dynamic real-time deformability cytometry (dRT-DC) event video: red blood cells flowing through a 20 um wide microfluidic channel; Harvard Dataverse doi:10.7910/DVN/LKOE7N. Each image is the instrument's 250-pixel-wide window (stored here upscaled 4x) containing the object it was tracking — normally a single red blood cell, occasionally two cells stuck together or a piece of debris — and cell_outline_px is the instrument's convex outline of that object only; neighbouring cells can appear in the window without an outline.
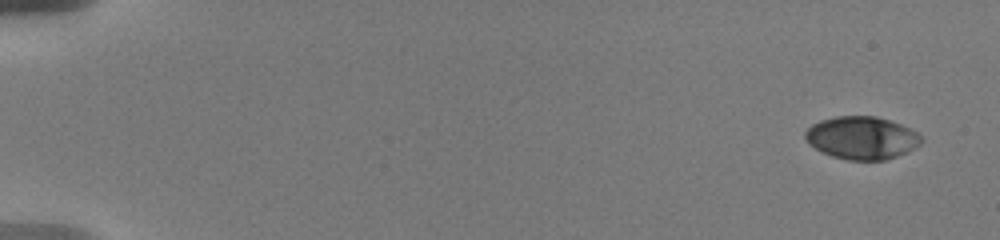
{"species": "human", "species_latin": "Homo sapiens", "temperature_condition": "warm", "stored_images_in_passage": 5, "camera_frame_rate_fps": 3000, "um_per_image_px": 0.085, "donor": {"sex": "male"}, "frame": {"image": 1, "passage_image": 1, "time_ms": 0.0, "image_size_px": [1000, 240], "cell_outline_px": [[924, 140], [920, 144], [908, 152], [884, 160], [848, 160], [832, 156], [808, 144], [804, 136], [804, 132], [812, 124], [820, 120], [836, 116], [876, 116], [900, 124], [916, 132]], "centroid_in_image_um": [73.24, 11.71], "position_along_channel_um": 11.8, "area_um2": 28.84}}